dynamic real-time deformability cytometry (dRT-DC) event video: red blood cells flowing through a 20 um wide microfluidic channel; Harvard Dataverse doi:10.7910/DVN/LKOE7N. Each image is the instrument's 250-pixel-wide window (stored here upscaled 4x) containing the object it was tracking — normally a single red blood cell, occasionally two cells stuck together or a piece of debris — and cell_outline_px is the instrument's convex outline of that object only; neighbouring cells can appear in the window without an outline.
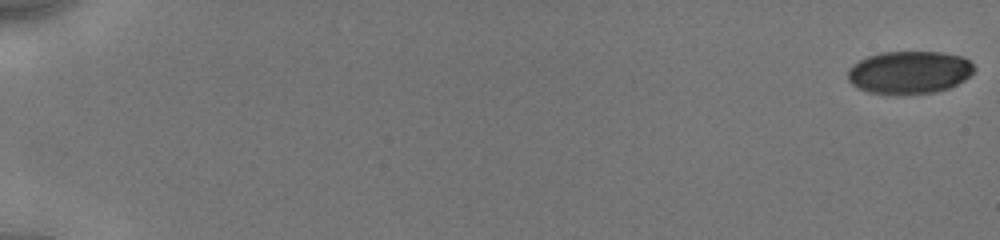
{"species": "human", "species_latin": "Homo sapiens", "temperature_condition": "cold", "stored_images_in_passage": 15, "camera_frame_rate_fps": 3000, "um_per_image_px": 0.085, "donor": {"sex": "male"}, "frame": {"image": 1, "passage_image": 1, "time_ms": 0.0, "image_size_px": [1000, 240], "cell_outline_px": [[976, 68], [964, 80], [948, 88], [936, 92], [868, 92], [856, 88], [848, 80], [848, 68], [852, 64], [868, 56], [880, 52], [940, 52], [960, 56], [968, 60]], "centroid_in_image_um": [77.26, 6.12], "position_along_channel_um": 7.7, "area_um2": 30.87}}
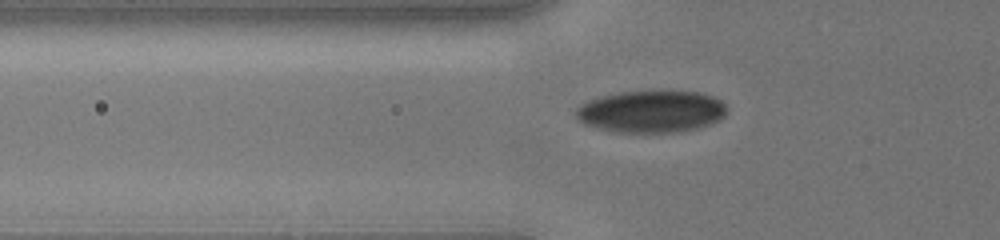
{"frame": {"image": 2, "passage_image": 14, "time_ms": 6.667, "image_size_px": [1000, 240], "cell_outline_px": [[728, 112], [720, 120], [696, 128], [676, 132], [612, 132], [596, 128], [584, 124], [576, 116], [576, 108], [580, 104], [600, 96], [620, 92], [660, 88], [664, 88], [700, 92], [712, 96], [720, 100], [728, 108]], "centroid_in_image_um": [55.38, 9.43], "position_along_channel_um": 70.4, "area_um2": 38.03}}